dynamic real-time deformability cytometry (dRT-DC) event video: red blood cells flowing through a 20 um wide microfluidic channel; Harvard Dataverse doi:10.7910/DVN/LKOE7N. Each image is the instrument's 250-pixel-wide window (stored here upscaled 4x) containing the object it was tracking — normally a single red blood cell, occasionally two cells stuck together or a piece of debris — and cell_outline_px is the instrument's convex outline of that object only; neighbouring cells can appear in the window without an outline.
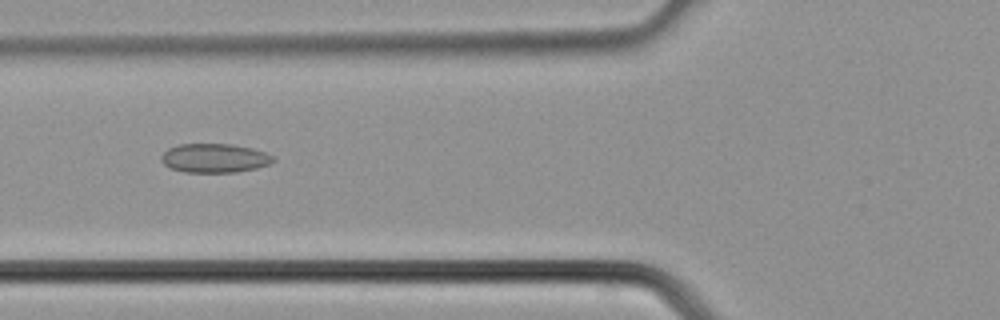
{"species": "common noctule bat (a hibernating species)", "species_latin": "Nyctalus noctula", "temperature_condition": "cold", "stored_images_in_passage": 37, "camera_frame_rate_fps": 3000, "um_per_image_px": 0.085, "animal": {"sex": "male", "body_mass_g": 21.5, "forearm_length_mm": 52.0}, "frame": {"image": 1, "passage_image": 14, "time_ms": 4.333, "image_size_px": [1000, 320], "cell_outline_px": [[276, 160], [268, 164], [256, 168], [236, 172], [184, 172], [172, 168], [164, 164], [160, 160], [160, 156], [168, 148], [180, 144], [232, 144], [252, 148], [276, 156]], "centroid_in_image_um": [18.24, 13.43], "position_along_channel_um": 107.6, "area_um2": 18.96}}
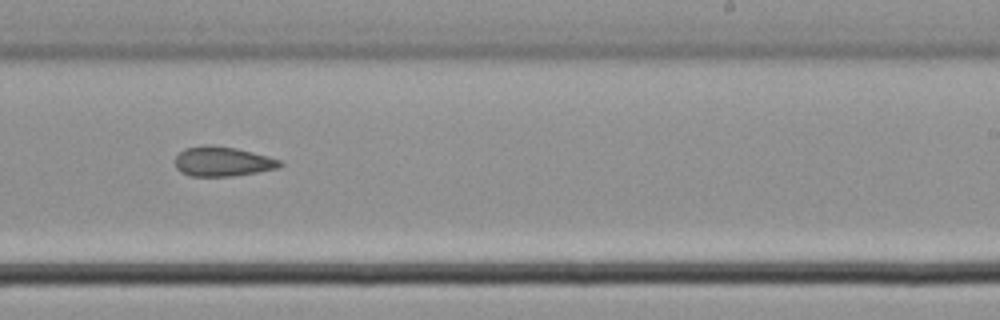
{"frame": {"image": 2, "passage_image": 23, "time_ms": 7.333, "image_size_px": [1000, 320], "cell_outline_px": [[284, 164], [276, 168], [256, 172], [232, 176], [188, 176], [180, 172], [176, 168], [176, 156], [184, 148], [208, 144], [212, 144], [236, 148], [268, 156], [280, 160]], "centroid_in_image_um": [18.88, 13.72], "position_along_channel_um": 270.1, "area_um2": 18.15}}
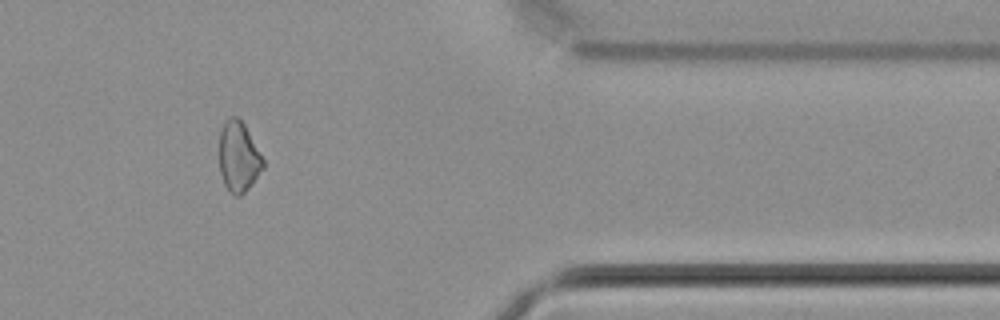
{"frame": {"image": 3, "passage_image": 31, "time_ms": 10.0, "image_size_px": [1000, 320], "cell_outline_px": [[264, 168], [252, 184], [240, 196], [236, 196], [224, 184], [220, 172], [220, 132], [224, 120], [228, 116], [236, 116], [244, 124], [264, 160]], "centroid_in_image_um": [20.28, 13.31], "position_along_channel_um": 391.1, "area_um2": 17.8}}